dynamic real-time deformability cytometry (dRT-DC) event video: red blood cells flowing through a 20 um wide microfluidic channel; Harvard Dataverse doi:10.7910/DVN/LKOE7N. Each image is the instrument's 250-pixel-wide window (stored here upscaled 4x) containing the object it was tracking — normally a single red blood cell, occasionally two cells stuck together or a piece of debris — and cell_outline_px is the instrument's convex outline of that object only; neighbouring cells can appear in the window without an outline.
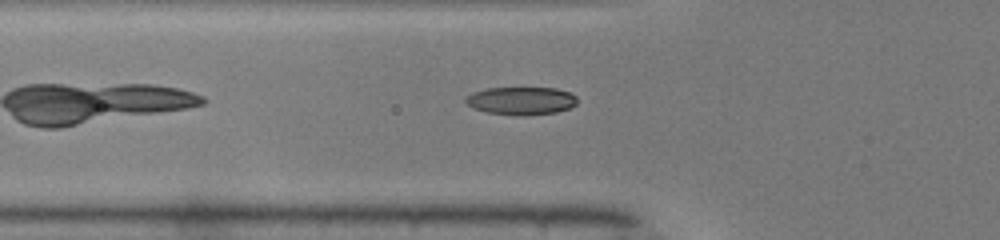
{"species": "common noctule bat (a hibernating species)", "species_latin": "Nyctalus noctula", "temperature_condition": "warm", "stored_images_in_passage": 31, "camera_frame_rate_fps": 3000, "um_per_image_px": 0.085, "animal": {"sex": "male", "body_mass_g": 19.0, "forearm_length_mm": 50.8}, "frame": {"image": 1, "passage_image": 4, "time_ms": 1.0, "image_size_px": [1000, 240], "cell_outline_px": [[576, 104], [568, 108], [556, 112], [524, 116], [516, 116], [488, 112], [476, 108], [468, 104], [464, 100], [472, 92], [488, 88], [556, 88], [568, 92], [576, 96]], "centroid_in_image_um": [44.31, 8.57], "position_along_channel_um": 81.5, "area_um2": 17.98}}
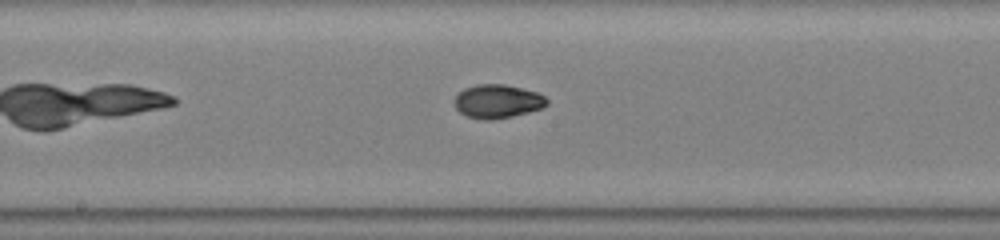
{"frame": {"image": 2, "passage_image": 13, "time_ms": 4.0, "image_size_px": [1000, 240], "cell_outline_px": [[548, 104], [540, 108], [528, 112], [512, 116], [492, 120], [488, 120], [468, 116], [460, 112], [456, 108], [456, 96], [464, 88], [476, 84], [504, 84], [536, 92], [544, 96], [548, 100]], "centroid_in_image_um": [42.3, 8.6], "position_along_channel_um": 205.9, "area_um2": 17.8}}
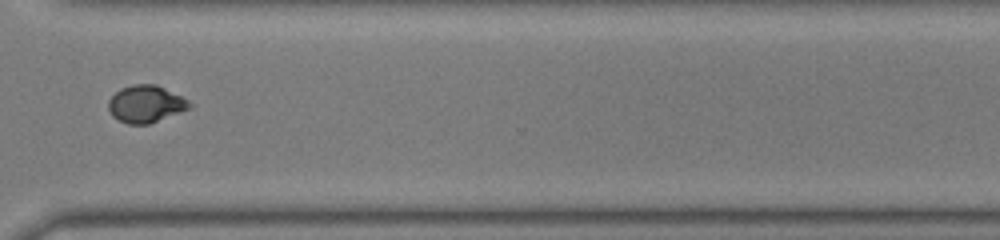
{"frame": {"image": 3, "passage_image": 24, "time_ms": 7.667, "image_size_px": [1000, 240], "cell_outline_px": [[192, 108], [148, 124], [128, 124], [112, 116], [108, 108], [108, 100], [120, 88], [132, 84], [156, 84], [188, 100], [192, 104]], "centroid_in_image_um": [12.39, 8.83], "position_along_channel_um": 358.2, "area_um2": 17.51}, "authors_computed_cell_mechanics": {"area_um2": 17.5134, "velocity_mm_per_s": 4.1408, "shape_relaxation_time_tau1_ms": 4.893, "shape_relaxation_time_tau2_ms": 1.4943, "deformation_change_tau1": 0.2031, "deformation_change_tau2": 0.0305}}